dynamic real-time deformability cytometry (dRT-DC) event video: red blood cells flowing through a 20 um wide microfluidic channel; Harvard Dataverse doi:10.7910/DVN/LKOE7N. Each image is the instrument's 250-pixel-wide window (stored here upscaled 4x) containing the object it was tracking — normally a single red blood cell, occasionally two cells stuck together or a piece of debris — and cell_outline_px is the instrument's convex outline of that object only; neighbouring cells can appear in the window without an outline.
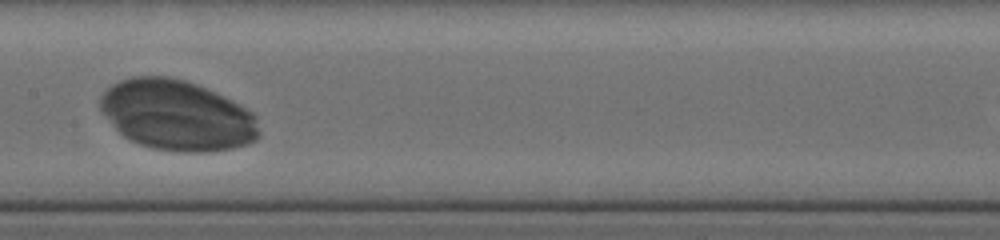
{"species": "human", "species_latin": "Homo sapiens", "temperature_condition": "cold", "stored_images_in_passage": 20, "segment_of_instrument_passage": [1, 2], "camera_frame_rate_fps": 3000, "um_per_image_px": 0.085, "donor": {"sex": "female"}, "frame": {"image": 1, "passage_image": 14, "time_ms": 4.333, "image_size_px": [1000, 240], "cell_outline_px": [[260, 136], [256, 140], [248, 144], [232, 148], [208, 152], [180, 152], [152, 148], [128, 140], [112, 124], [100, 108], [100, 96], [112, 84], [120, 80], [132, 76], [168, 76], [184, 80], [196, 84], [232, 100], [252, 112], [256, 116], [260, 132]], "centroid_in_image_um": [15.05, 9.8], "position_along_channel_um": 192.3, "area_um2": 65.14}}
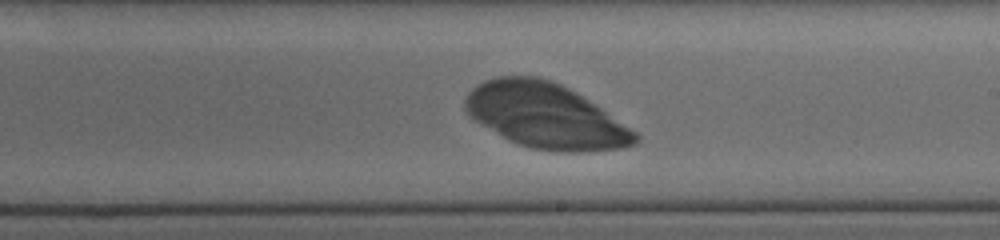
{"frame": {"image": 2, "passage_image": 18, "time_ms": 5.667, "image_size_px": [1000, 240], "cell_outline_px": [[640, 140], [636, 144], [620, 148], [580, 152], [564, 152], [532, 148], [516, 144], [508, 140], [472, 120], [468, 116], [464, 108], [464, 100], [468, 92], [476, 84], [484, 80], [496, 76], [536, 76], [552, 80], [576, 92], [636, 132], [640, 136]], "centroid_in_image_um": [46.3, 9.84], "position_along_channel_um": 242.7, "area_um2": 64.45}}